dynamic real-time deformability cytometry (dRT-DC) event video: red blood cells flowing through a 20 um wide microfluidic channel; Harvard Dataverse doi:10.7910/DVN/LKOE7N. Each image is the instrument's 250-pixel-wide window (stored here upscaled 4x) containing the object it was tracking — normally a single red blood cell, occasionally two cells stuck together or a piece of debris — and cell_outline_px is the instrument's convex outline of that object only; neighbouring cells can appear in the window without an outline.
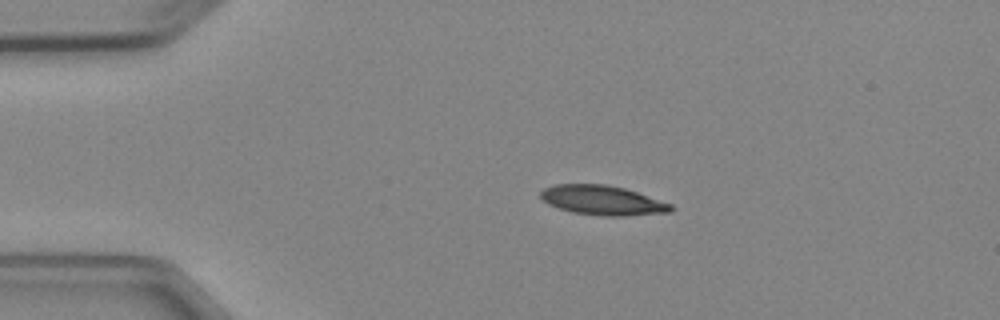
{"species": "Egyptian fruit bat (a non-hibernating species)", "species_latin": "Rousettus aegyptiacus", "temperature_condition": "cold", "stored_images_in_passage": 4, "camera_frame_rate_fps": 3000, "um_per_image_px": 0.085, "animal": {"sex": "female"}, "frame": {"image": 1, "passage_image": 3, "time_ms": 2.333, "image_size_px": [1000, 320], "cell_outline_px": [[672, 212], [624, 216], [604, 216], [572, 212], [548, 204], [540, 196], [540, 192], [544, 188], [556, 184], [604, 184], [624, 188], [672, 204]], "centroid_in_image_um": [51.21, 17.03], "position_along_channel_um": 33.8, "area_um2": 22.25}}